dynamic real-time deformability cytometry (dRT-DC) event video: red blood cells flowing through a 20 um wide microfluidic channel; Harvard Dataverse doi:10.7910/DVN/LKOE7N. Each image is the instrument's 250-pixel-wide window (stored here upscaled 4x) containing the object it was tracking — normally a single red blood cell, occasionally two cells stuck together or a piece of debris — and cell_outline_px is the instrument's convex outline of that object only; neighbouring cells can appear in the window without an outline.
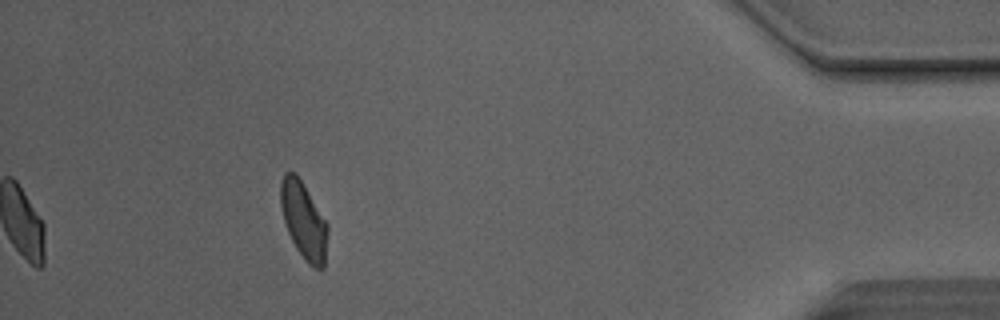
{"species": "Egyptian fruit bat (a non-hibernating species)", "species_latin": "Rousettus aegyptiacus", "temperature_condition": "room temperature", "stored_images_in_passage": 41, "camera_frame_rate_fps": 3000, "um_per_image_px": 0.085, "animal": {"sex": "male"}, "frame": {"image": 1, "passage_image": 41, "time_ms": 13.333, "image_size_px": [1000, 320], "cell_outline_px": [[328, 232], [324, 268], [312, 268], [308, 264], [296, 248], [288, 232], [284, 220], [280, 204], [280, 180], [284, 172], [296, 172], [328, 224]], "centroid_in_image_um": [25.81, 18.73], "position_along_channel_um": 409.4, "area_um2": 21.1}, "authors_computed_cell_mechanics": {"area_um2": 22.253, "velocity_mm_per_s": 4.1284, "shape_relaxation_time_tau1_ms": null, "shape_relaxation_time_tau2_ms": 1.9732, "deformation_change_tau1": null, "deformation_change_tau2": 0.09}}